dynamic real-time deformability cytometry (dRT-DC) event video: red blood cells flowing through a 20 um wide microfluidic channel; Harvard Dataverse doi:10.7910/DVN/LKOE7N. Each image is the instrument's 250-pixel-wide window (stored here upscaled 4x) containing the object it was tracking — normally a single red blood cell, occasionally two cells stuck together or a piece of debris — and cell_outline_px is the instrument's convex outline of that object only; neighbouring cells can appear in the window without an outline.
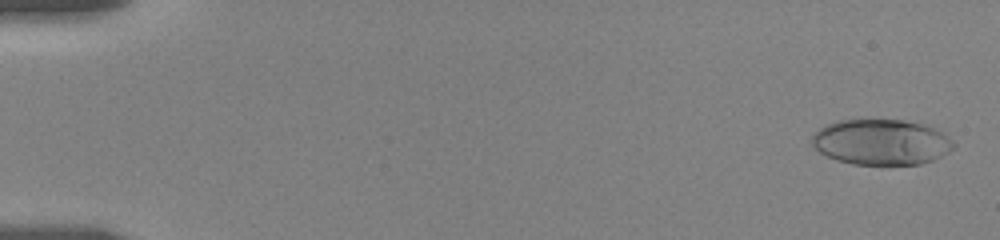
{"species": "human", "species_latin": "Homo sapiens", "temperature_condition": "room temperature", "stored_images_in_passage": 17, "camera_frame_rate_fps": 3000, "um_per_image_px": 0.085, "donor": {"sex": "female"}, "frame": {"image": 1, "passage_image": 1, "time_ms": 0.0, "image_size_px": [1000, 240], "cell_outline_px": [[956, 148], [932, 160], [920, 164], [852, 164], [836, 160], [820, 152], [812, 144], [812, 136], [824, 124], [836, 120], [904, 120], [920, 124], [944, 132], [956, 144]], "centroid_in_image_um": [74.91, 12.07], "position_along_channel_um": 10.1, "area_um2": 37.57}}
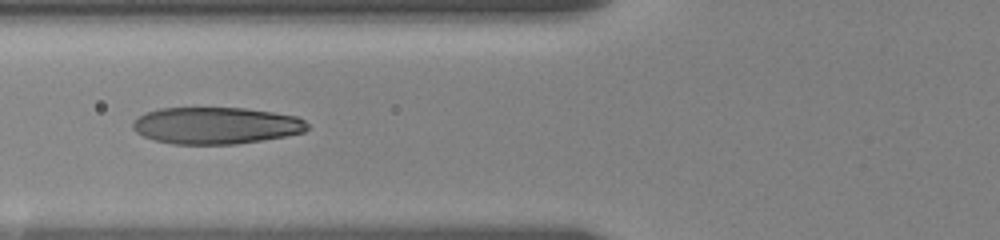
{"frame": {"image": 2, "passage_image": 13, "time_ms": 7.0, "image_size_px": [1000, 240], "cell_outline_px": [[308, 128], [304, 132], [284, 136], [236, 144], [172, 144], [152, 140], [136, 132], [132, 128], [132, 124], [144, 112], [160, 108], [244, 108], [272, 112], [296, 116], [304, 120], [308, 124]], "centroid_in_image_um": [18.33, 10.67], "position_along_channel_um": 107.5, "area_um2": 37.4}}
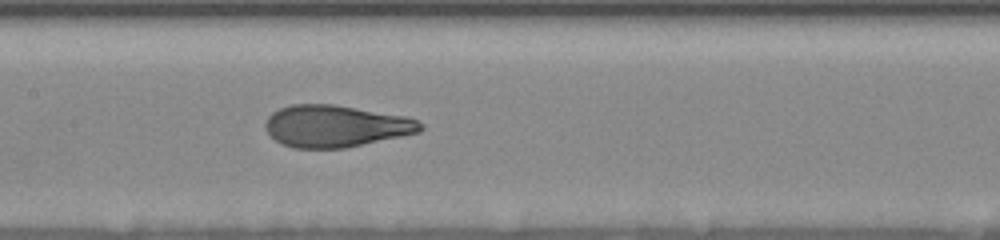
{"frame": {"image": 3, "passage_image": 17, "time_ms": 9.0, "image_size_px": [1000, 240], "cell_outline_px": [[424, 128], [420, 132], [344, 148], [292, 148], [280, 144], [264, 128], [264, 124], [268, 116], [272, 112], [280, 108], [292, 104], [332, 104], [408, 116], [424, 124]], "centroid_in_image_um": [28.52, 10.71], "position_along_channel_um": 178.9, "area_um2": 37.97}}